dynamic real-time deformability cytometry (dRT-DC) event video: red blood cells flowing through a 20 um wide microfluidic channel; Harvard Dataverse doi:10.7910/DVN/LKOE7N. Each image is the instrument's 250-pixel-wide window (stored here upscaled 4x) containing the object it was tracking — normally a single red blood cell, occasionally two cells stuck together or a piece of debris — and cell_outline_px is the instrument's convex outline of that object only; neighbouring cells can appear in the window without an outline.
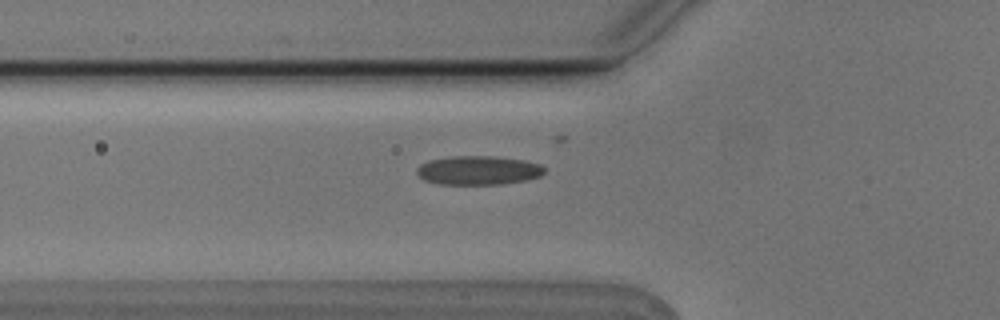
{"species": "Egyptian fruit bat (a non-hibernating species)", "species_latin": "Rousettus aegyptiacus", "temperature_condition": "cold", "stored_images_in_passage": 5, "camera_frame_rate_fps": 3000, "um_per_image_px": 0.085, "animal": {"sex": "male"}, "frame": {"image": 1, "passage_image": 5, "time_ms": 1.333, "image_size_px": [1000, 320], "cell_outline_px": [[544, 172], [540, 176], [524, 180], [500, 184], [436, 184], [424, 180], [416, 172], [416, 168], [420, 164], [428, 160], [452, 156], [492, 156], [524, 160], [540, 164], [544, 168]], "centroid_in_image_um": [40.61, 14.47], "position_along_channel_um": 85.2, "area_um2": 21.5}}